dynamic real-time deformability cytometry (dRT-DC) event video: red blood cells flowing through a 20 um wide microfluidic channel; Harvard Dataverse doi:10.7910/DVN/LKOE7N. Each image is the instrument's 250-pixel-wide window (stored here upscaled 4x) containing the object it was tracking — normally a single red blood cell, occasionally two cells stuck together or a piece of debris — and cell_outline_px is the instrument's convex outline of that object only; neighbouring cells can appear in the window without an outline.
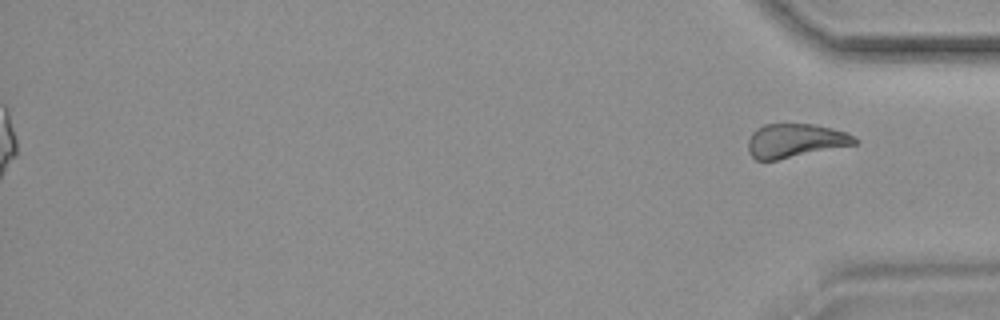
{"species": "common noctule bat (a hibernating species)", "species_latin": "Nyctalus noctula", "temperature_condition": "room temperature", "stored_images_in_passage": 56, "segment_of_instrument_passage": [2, 2], "camera_frame_rate_fps": 3000, "um_per_image_px": 0.085, "animal": {"sex": "female", "body_mass_g": 19.9}, "frame": {"image": 1, "passage_image": 56, "time_ms": 18.333, "image_size_px": [1000, 320], "cell_outline_px": [[860, 140], [856, 144], [776, 160], [756, 160], [748, 152], [748, 140], [752, 132], [756, 128], [764, 124], [816, 124], [832, 128], [844, 132]], "centroid_in_image_um": [67.57, 11.95], "position_along_channel_um": 367.6, "area_um2": 20.98}}